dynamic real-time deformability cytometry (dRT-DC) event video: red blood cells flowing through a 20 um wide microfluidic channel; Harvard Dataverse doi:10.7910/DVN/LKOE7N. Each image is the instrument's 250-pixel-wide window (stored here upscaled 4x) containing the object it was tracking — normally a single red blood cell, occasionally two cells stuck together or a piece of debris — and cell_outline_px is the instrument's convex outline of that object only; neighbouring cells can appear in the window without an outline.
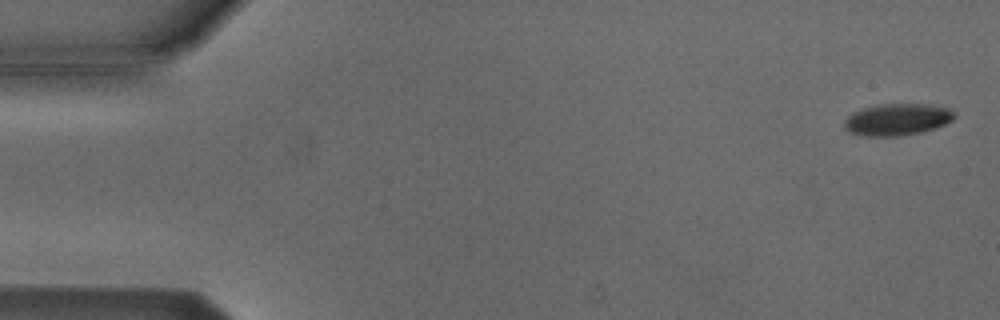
{"species": "Egyptian fruit bat (a non-hibernating species)", "species_latin": "Rousettus aegyptiacus", "temperature_condition": "cold", "stored_images_in_passage": 54, "camera_frame_rate_fps": 3000, "um_per_image_px": 0.085, "animal": {"sex": "male"}, "frame": {"image": 1, "passage_image": 2, "time_ms": 0.333, "image_size_px": [1000, 320], "cell_outline_px": [[956, 116], [952, 120], [936, 128], [920, 132], [896, 136], [864, 136], [848, 132], [844, 128], [844, 120], [848, 116], [864, 108], [880, 104], [920, 104], [948, 108]], "centroid_in_image_um": [76.23, 10.17], "position_along_channel_um": 8.8, "area_um2": 20.11}}
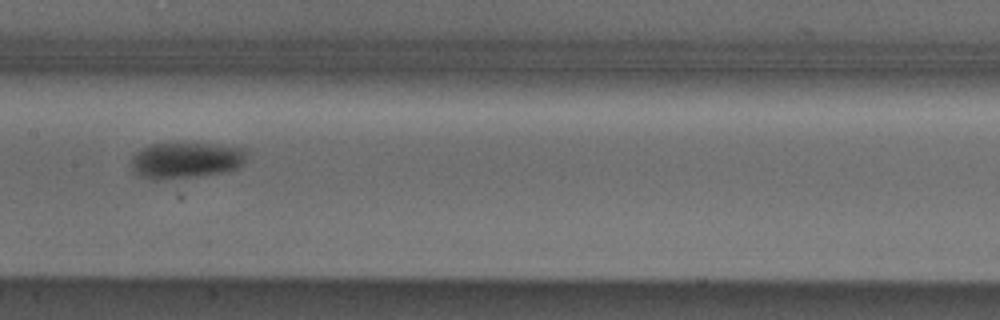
{"frame": {"image": 2, "passage_image": 27, "time_ms": 8.667, "image_size_px": [1000, 320], "cell_outline_px": [[248, 152], [244, 160], [236, 168], [224, 172], [196, 176], [156, 180], [152, 180], [140, 176], [132, 172], [132, 156], [140, 148], [148, 144], [212, 144], [248, 148]], "centroid_in_image_um": [15.77, 13.62], "position_along_channel_um": 191.6, "area_um2": 24.28}}
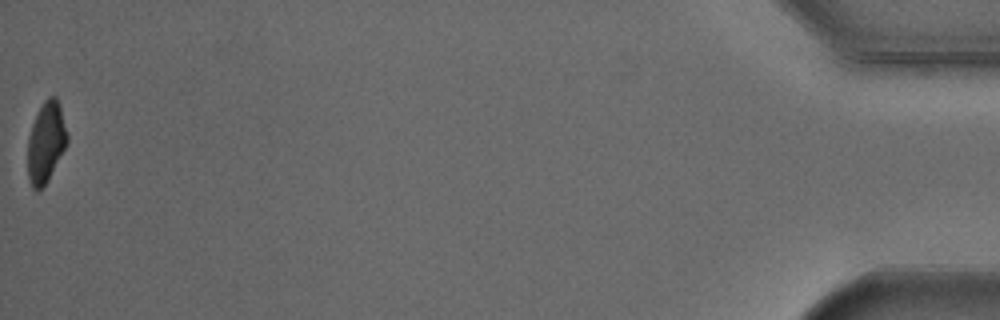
{"frame": {"image": 3, "passage_image": 54, "time_ms": 17.667, "image_size_px": [1000, 320], "cell_outline_px": [[68, 140], [48, 180], [36, 192], [32, 188], [28, 176], [28, 136], [32, 124], [44, 100], [48, 96], [56, 96], [60, 104], [68, 132]], "centroid_in_image_um": [3.91, 12.06], "position_along_channel_um": 431.3, "area_um2": 18.44}, "authors_computed_cell_mechanics": {"area_um2": 21.7328, "velocity_mm_per_s": 3.8301, "shape_relaxation_time_tau1_ms": 2.5564, "shape_relaxation_time_tau2_ms": null, "deformation_change_tau1": 0.0909, "deformation_change_tau2": null}}